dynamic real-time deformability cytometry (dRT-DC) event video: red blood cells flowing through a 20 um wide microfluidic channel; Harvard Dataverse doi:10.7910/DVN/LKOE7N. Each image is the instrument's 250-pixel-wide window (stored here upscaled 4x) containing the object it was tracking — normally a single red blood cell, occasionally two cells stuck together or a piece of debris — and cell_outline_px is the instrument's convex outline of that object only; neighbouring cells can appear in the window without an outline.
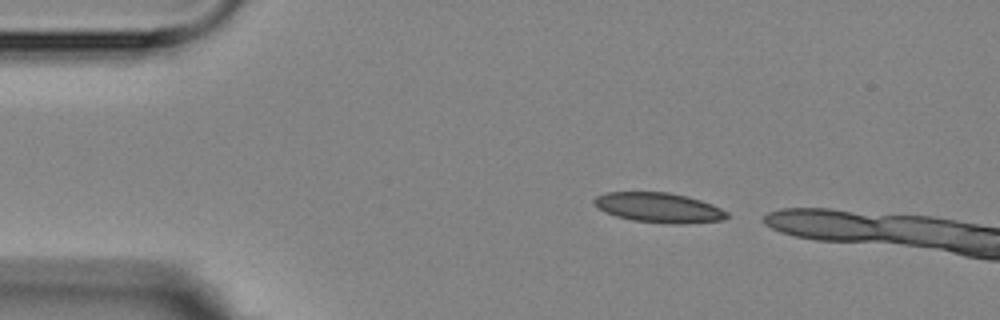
{"species": "Egyptian fruit bat (a non-hibernating species)", "species_latin": "Rousettus aegyptiacus", "temperature_condition": "room temperature", "stored_images_in_passage": 5, "segment_of_instrument_passage": [1, 2], "camera_frame_rate_fps": 3000, "um_per_image_px": 0.085, "animal": {"sex": "female"}, "frame": {"image": 1, "passage_image": 1, "time_ms": 0.0, "image_size_px": [1000, 320], "cell_outline_px": [[728, 216], [724, 220], [680, 224], [672, 224], [632, 220], [616, 216], [604, 212], [592, 204], [592, 200], [596, 196], [608, 192], [668, 192], [688, 196], [712, 204], [728, 212]], "centroid_in_image_um": [55.98, 17.64], "position_along_channel_um": 29.0, "area_um2": 23.24}}
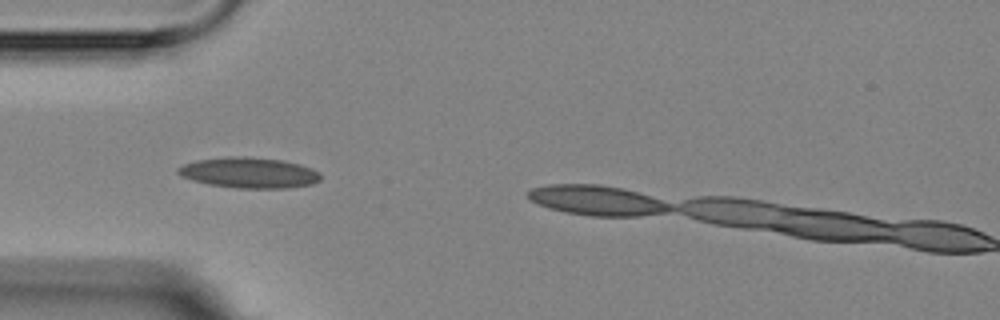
{"frame": {"image": 2, "passage_image": 3, "time_ms": 2.333, "image_size_px": [1000, 320], "cell_outline_px": [[320, 180], [312, 184], [288, 188], [236, 188], [212, 184], [192, 180], [180, 176], [176, 172], [176, 168], [184, 164], [196, 160], [224, 156], [248, 156], [284, 160], [300, 164], [312, 168], [320, 172]], "centroid_in_image_um": [21.17, 14.66], "position_along_channel_um": 63.8, "area_um2": 25.72}}
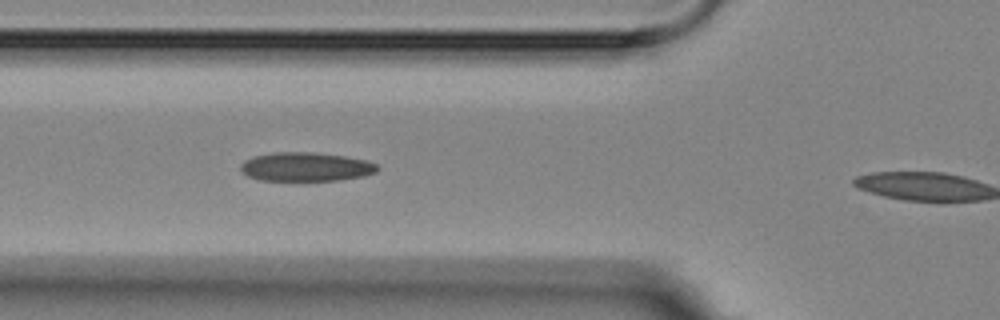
{"frame": {"image": 3, "passage_image": 4, "time_ms": 3.333, "image_size_px": [1000, 320], "cell_outline_px": [[380, 168], [376, 172], [364, 176], [340, 180], [260, 180], [248, 176], [240, 168], [240, 164], [244, 160], [252, 156], [272, 152], [312, 152], [344, 156], [368, 160], [376, 164]], "centroid_in_image_um": [26.01, 14.17], "position_along_channel_um": 99.8, "area_um2": 23.12}}